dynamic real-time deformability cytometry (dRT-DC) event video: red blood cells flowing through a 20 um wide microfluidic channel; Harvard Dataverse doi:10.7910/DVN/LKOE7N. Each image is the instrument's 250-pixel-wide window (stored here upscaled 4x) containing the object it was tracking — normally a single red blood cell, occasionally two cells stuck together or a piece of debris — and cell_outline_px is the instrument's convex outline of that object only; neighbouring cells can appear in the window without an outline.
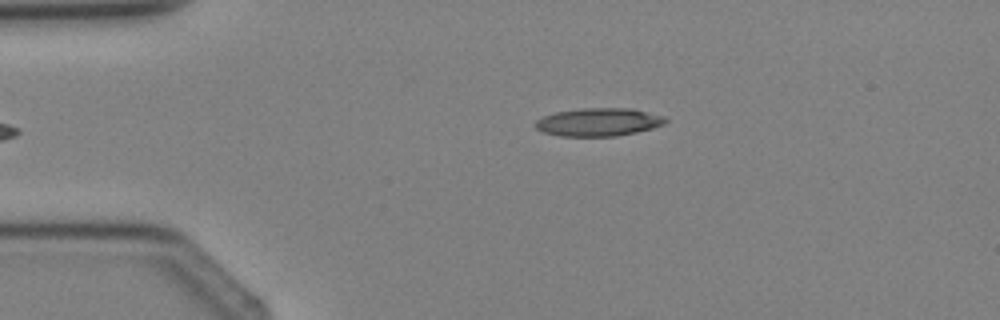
{"species": "Egyptian fruit bat (a non-hibernating species)", "species_latin": "Rousettus aegyptiacus", "temperature_condition": "cold", "stored_images_in_passage": 3, "camera_frame_rate_fps": 3000, "um_per_image_px": 0.085, "animal": {"sex": "female"}, "frame": {"image": 1, "passage_image": 3, "time_ms": 2.667, "image_size_px": [1000, 320], "cell_outline_px": [[668, 120], [664, 124], [652, 128], [636, 132], [616, 136], [560, 136], [544, 132], [536, 128], [536, 120], [544, 116], [556, 112], [580, 108], [632, 108], [664, 116]], "centroid_in_image_um": [50.9, 10.37], "position_along_channel_um": 34.1, "area_um2": 21.21}}